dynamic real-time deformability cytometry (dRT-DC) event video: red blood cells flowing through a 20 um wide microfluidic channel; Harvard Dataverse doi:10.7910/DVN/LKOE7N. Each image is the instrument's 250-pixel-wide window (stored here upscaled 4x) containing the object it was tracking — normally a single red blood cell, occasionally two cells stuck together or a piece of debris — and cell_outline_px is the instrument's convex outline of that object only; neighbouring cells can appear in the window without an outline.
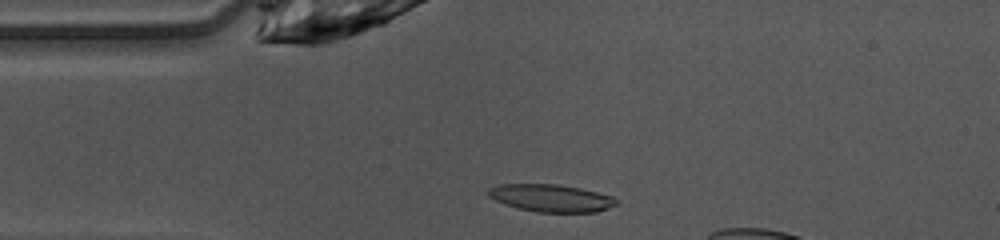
{"species": "common noctule bat (a hibernating species)", "species_latin": "Nyctalus noctula", "temperature_condition": "warm", "stored_images_in_passage": 9, "camera_frame_rate_fps": 3000, "um_per_image_px": 0.085, "animal": {"sex": "female", "body_mass_g": 10.0, "forearm_length_mm": 53.1}, "frame": {"image": 1, "passage_image": 3, "time_ms": 0.667, "image_size_px": [1000, 240], "cell_outline_px": [[616, 204], [608, 208], [596, 212], [536, 212], [516, 208], [504, 204], [488, 196], [488, 188], [500, 184], [556, 184], [580, 188], [612, 196], [616, 200]], "centroid_in_image_um": [46.8, 16.83], "position_along_channel_um": 38.2, "area_um2": 20.4}}
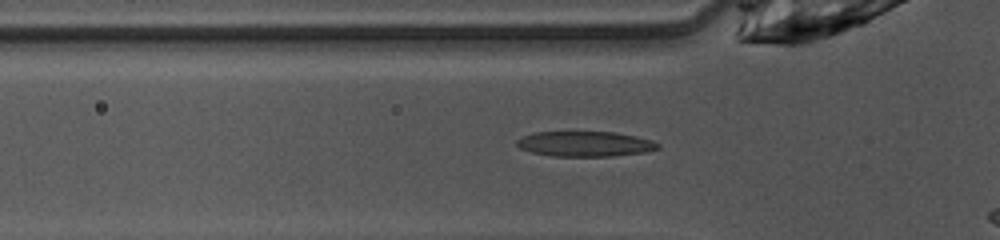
{"frame": {"image": 2, "passage_image": 7, "time_ms": 2.0, "image_size_px": [1000, 240], "cell_outline_px": [[660, 148], [648, 152], [612, 156], [552, 156], [532, 152], [520, 148], [516, 144], [516, 140], [532, 132], [616, 132], [636, 136], [652, 140], [660, 144]], "centroid_in_image_um": [49.77, 12.23], "position_along_channel_um": 76.0, "area_um2": 20.81}}